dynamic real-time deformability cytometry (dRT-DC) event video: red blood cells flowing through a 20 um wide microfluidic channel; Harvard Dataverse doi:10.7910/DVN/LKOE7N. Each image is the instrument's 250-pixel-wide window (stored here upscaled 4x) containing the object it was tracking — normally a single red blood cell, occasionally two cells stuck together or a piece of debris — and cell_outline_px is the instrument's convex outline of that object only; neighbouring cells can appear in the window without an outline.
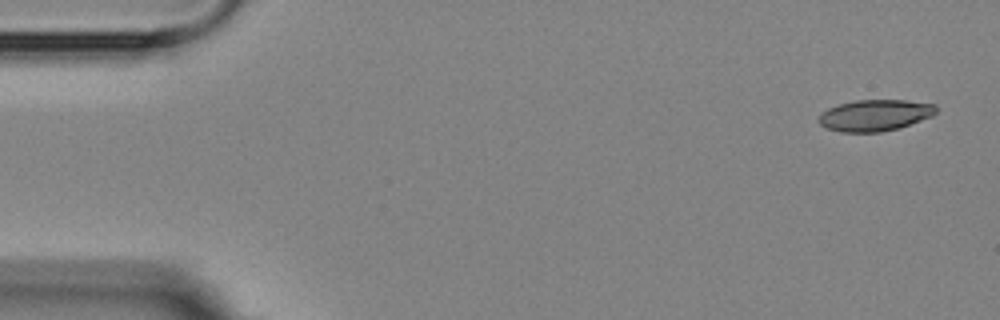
{"species": "Egyptian fruit bat (a non-hibernating species)", "species_latin": "Rousettus aegyptiacus", "temperature_condition": "room temperature", "stored_images_in_passage": 6, "segment_of_instrument_passage": [1, 2], "camera_frame_rate_fps": 3000, "um_per_image_px": 0.085, "animal": {"sex": "female"}, "frame": {"image": 1, "passage_image": 1, "time_ms": 0.0, "image_size_px": [1000, 320], "cell_outline_px": [[936, 112], [932, 116], [900, 128], [880, 132], [840, 132], [828, 128], [820, 124], [820, 112], [828, 108], [840, 104], [856, 100], [904, 100], [936, 104]], "centroid_in_image_um": [74.38, 9.8], "position_along_channel_um": 10.6, "area_um2": 21.39}}
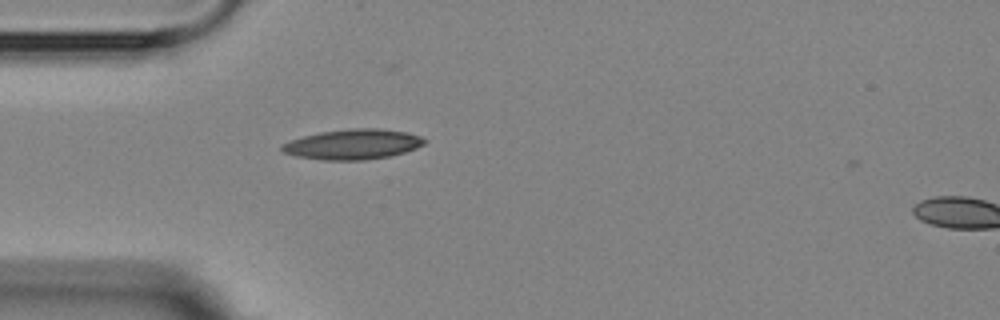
{"frame": {"image": 2, "passage_image": 5, "time_ms": 4.333, "image_size_px": [1000, 320], "cell_outline_px": [[428, 140], [424, 144], [416, 148], [404, 152], [388, 156], [364, 160], [324, 160], [296, 156], [284, 152], [280, 148], [280, 144], [288, 140], [320, 132], [352, 128], [380, 128], [408, 132], [420, 136]], "centroid_in_image_um": [29.99, 12.25], "position_along_channel_um": 55.0, "area_um2": 25.14}}